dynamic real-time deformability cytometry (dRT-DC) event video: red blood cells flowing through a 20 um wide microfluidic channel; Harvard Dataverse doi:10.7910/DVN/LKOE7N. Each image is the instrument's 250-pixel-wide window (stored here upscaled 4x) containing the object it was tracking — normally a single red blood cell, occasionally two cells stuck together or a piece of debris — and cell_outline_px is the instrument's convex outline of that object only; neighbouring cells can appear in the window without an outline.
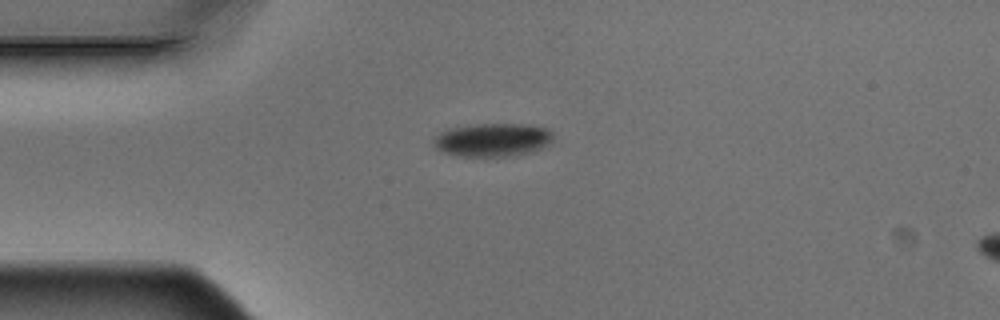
{"species": "Egyptian fruit bat (a non-hibernating species)", "species_latin": "Rousettus aegyptiacus", "temperature_condition": "warm", "stored_images_in_passage": 5, "camera_frame_rate_fps": 3000, "um_per_image_px": 0.085, "animal": {"sex": "male"}, "frame": {"image": 1, "passage_image": 3, "time_ms": 0.667, "image_size_px": [1000, 320], "cell_outline_px": [[552, 140], [548, 144], [532, 152], [504, 156], [460, 156], [444, 152], [436, 148], [432, 140], [440, 132], [452, 128], [480, 124], [528, 124], [548, 128], [552, 132]], "centroid_in_image_um": [41.89, 11.88], "position_along_channel_um": 43.1, "area_um2": 23.0}}
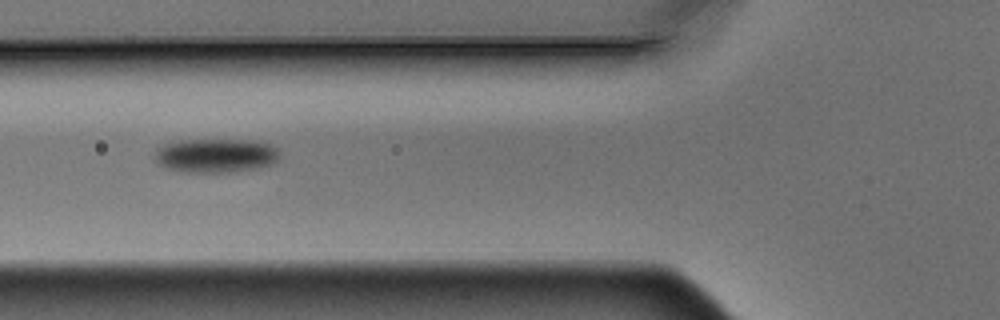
{"frame": {"image": 2, "passage_image": 5, "time_ms": 1.333, "image_size_px": [1000, 320], "cell_outline_px": [[280, 160], [272, 164], [260, 168], [236, 172], [180, 172], [168, 168], [160, 164], [156, 160], [156, 152], [164, 144], [180, 140], [252, 140], [268, 144], [276, 148], [280, 152]], "centroid_in_image_um": [18.41, 13.23], "position_along_channel_um": 107.4, "area_um2": 24.85}}